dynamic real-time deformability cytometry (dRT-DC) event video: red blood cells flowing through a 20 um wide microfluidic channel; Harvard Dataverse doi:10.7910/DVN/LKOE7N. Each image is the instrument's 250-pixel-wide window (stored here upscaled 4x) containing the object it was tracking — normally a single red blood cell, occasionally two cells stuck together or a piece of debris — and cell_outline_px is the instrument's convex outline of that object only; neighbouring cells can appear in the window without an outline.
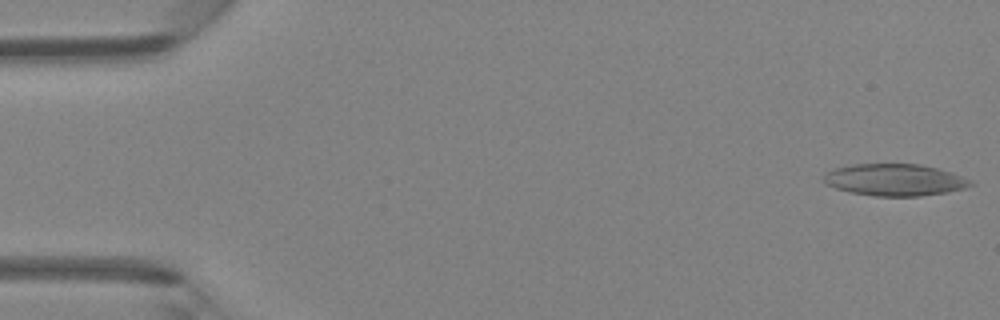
{"species": "Egyptian fruit bat (a non-hibernating species)", "species_latin": "Rousettus aegyptiacus", "temperature_condition": "room temperature", "stored_images_in_passage": 13, "camera_frame_rate_fps": 3000, "um_per_image_px": 0.085, "animal": {"sex": "female"}, "frame": {"image": 1, "passage_image": 1, "time_ms": 0.0, "image_size_px": [1000, 320], "cell_outline_px": [[972, 184], [964, 188], [948, 192], [920, 196], [872, 196], [848, 192], [824, 184], [824, 172], [836, 168], [852, 164], [920, 164], [952, 172], [972, 180]], "centroid_in_image_um": [76.02, 15.29], "position_along_channel_um": 9.0, "area_um2": 27.4}}